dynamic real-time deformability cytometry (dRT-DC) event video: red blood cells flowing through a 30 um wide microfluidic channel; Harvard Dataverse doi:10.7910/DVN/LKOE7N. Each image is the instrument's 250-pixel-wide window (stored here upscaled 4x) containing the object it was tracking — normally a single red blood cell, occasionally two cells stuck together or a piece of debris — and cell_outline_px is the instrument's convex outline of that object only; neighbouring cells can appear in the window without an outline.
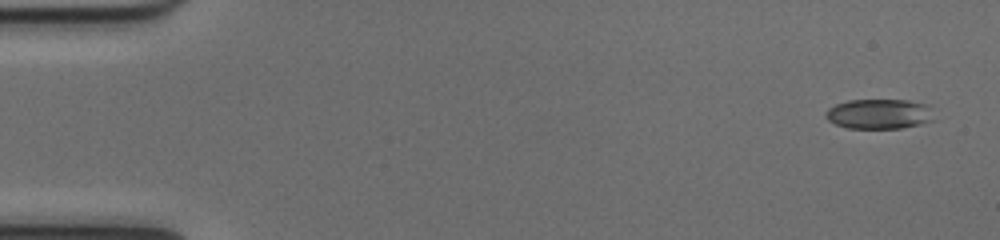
{"species": "common noctule bat (a hibernating species)", "species_latin": "Nyctalus noctula", "temperature_condition": "cold", "stored_images_in_passage": 15, "camera_frame_rate_fps": 3000, "um_per_image_px": 0.085, "animal": {"sex": "female", "body_mass_g": 17.0, "forearm_length_mm": 48.0}, "frame": {"image": 1, "passage_image": 1, "time_ms": 0.0, "image_size_px": [1000, 240], "cell_outline_px": [[908, 124], [888, 128], [860, 128], [844, 124], [844, 104], [864, 100], [888, 100], [904, 104]], "centroid_in_image_um": [74.38, 9.71], "position_along_channel_um": 10.6, "area_um2": 11.5}}
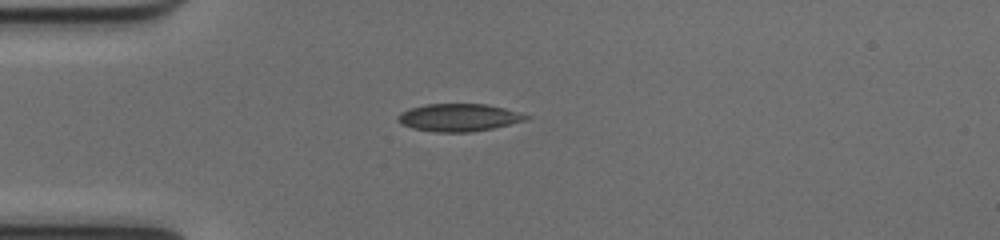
{"frame": {"image": 2, "passage_image": 13, "time_ms": 4.0, "image_size_px": [1000, 240], "cell_outline_px": [[496, 124], [480, 128], [424, 128], [412, 124], [404, 120], [404, 116], [408, 112], [420, 108], [444, 104], [472, 104], [492, 108]], "centroid_in_image_um": [38.41, 9.91], "position_along_channel_um": 46.6, "area_um2": 13.41}}